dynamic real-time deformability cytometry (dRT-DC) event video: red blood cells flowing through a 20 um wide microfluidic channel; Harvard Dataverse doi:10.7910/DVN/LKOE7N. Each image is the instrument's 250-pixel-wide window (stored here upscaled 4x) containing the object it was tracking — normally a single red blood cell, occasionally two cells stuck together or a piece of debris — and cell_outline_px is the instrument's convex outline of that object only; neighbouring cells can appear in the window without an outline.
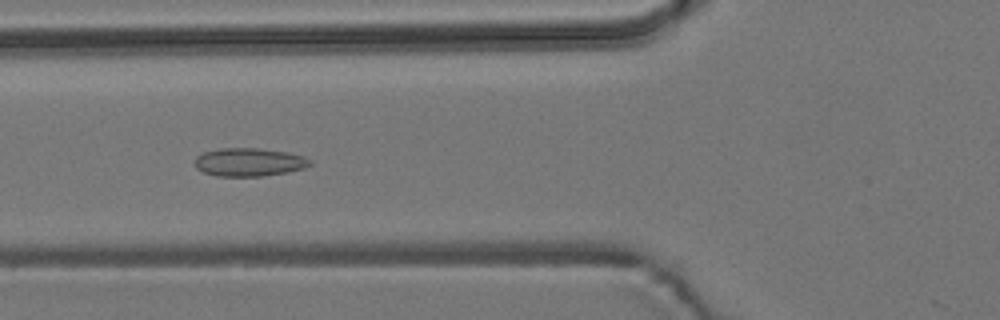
{"species": "common noctule bat (a hibernating species)", "species_latin": "Nyctalus noctula", "temperature_condition": "room temperature", "stored_images_in_passage": 55, "camera_frame_rate_fps": 3000, "um_per_image_px": 0.085, "animal": {"sex": "male", "body_mass_g": 19.2, "forearm_length_mm": 51.8}, "frame": {"image": 1, "passage_image": 21, "time_ms": 6.667, "image_size_px": [1000, 320], "cell_outline_px": [[312, 164], [304, 168], [288, 172], [264, 176], [216, 176], [204, 172], [196, 168], [196, 156], [204, 152], [220, 148], [256, 148], [288, 152], [304, 156], [312, 160]], "centroid_in_image_um": [21.21, 13.78], "position_along_channel_um": 104.6, "area_um2": 19.02}}
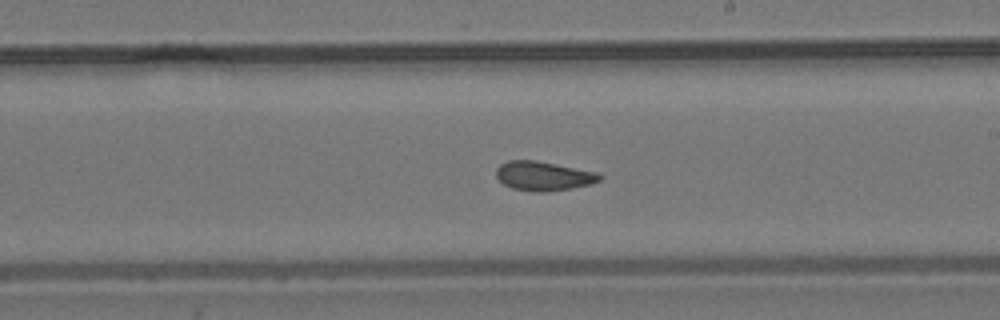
{"frame": {"image": 2, "passage_image": 32, "time_ms": 10.333, "image_size_px": [1000, 320], "cell_outline_px": [[604, 176], [600, 180], [592, 184], [572, 188], [548, 192], [536, 192], [512, 188], [504, 184], [496, 176], [496, 168], [500, 164], [508, 160], [536, 160], [596, 172]], "centroid_in_image_um": [46.2, 14.96], "position_along_channel_um": 242.8, "area_um2": 17.69}}
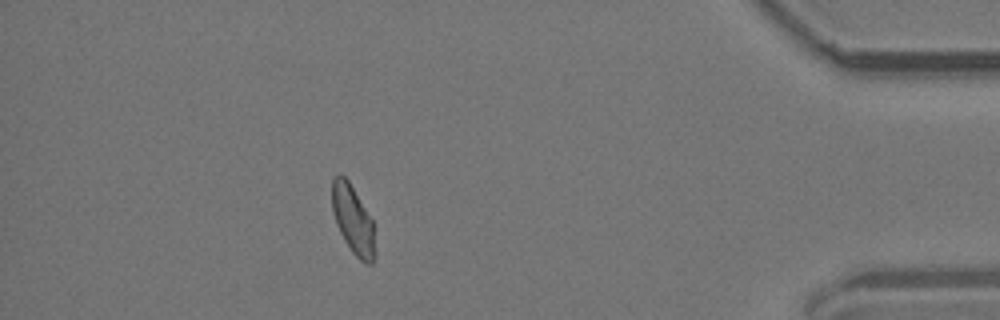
{"frame": {"image": 3, "passage_image": 49, "time_ms": 16.0, "image_size_px": [1000, 320], "cell_outline_px": [[376, 256], [372, 264], [364, 264], [352, 252], [344, 240], [336, 224], [332, 212], [332, 180], [340, 172], [348, 180], [372, 220], [376, 252]], "centroid_in_image_um": [30.0, 18.72], "position_along_channel_um": 405.2, "area_um2": 17.22}, "authors_computed_cell_mechanics": {"area_um2": 17.918, "velocity_mm_per_s": 3.7698, "shape_relaxation_time_tau1_ms": 10.9832, "shape_relaxation_time_tau2_ms": 2.0045, "deformation_change_tau1": 0.1788, "deformation_change_tau2": 0.0845}}